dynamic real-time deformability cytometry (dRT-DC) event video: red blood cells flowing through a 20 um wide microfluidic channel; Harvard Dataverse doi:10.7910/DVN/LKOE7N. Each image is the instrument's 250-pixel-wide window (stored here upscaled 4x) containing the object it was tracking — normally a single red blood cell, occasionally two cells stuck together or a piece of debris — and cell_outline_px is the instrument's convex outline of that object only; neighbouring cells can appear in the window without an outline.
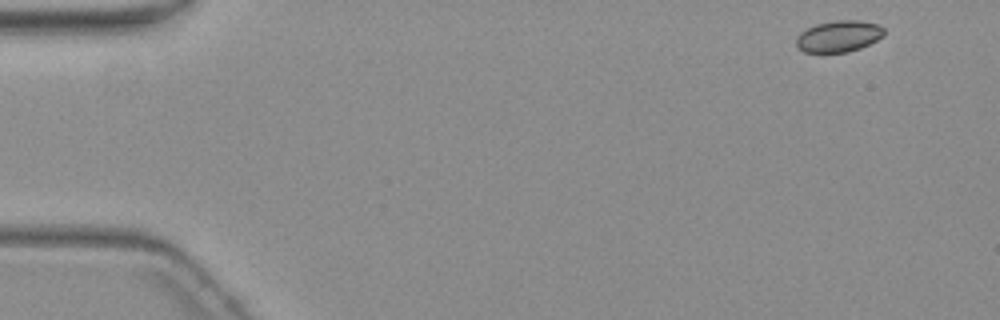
{"species": "common noctule bat (a hibernating species)", "species_latin": "Nyctalus noctula", "temperature_condition": "warm", "stored_images_in_passage": 6, "camera_frame_rate_fps": 3000, "um_per_image_px": 0.085, "animal": {"sex": "female", "body_mass_g": 19.3, "forearm_length_mm": 54.1}, "frame": {"image": 1, "passage_image": 1, "time_ms": 0.0, "image_size_px": [1000, 320], "cell_outline_px": [[884, 36], [860, 48], [848, 52], [804, 52], [796, 44], [796, 36], [800, 32], [816, 24], [836, 20], [860, 20], [880, 24], [884, 28]], "centroid_in_image_um": [71.31, 3.07], "position_along_channel_um": 13.7, "area_um2": 16.13}}